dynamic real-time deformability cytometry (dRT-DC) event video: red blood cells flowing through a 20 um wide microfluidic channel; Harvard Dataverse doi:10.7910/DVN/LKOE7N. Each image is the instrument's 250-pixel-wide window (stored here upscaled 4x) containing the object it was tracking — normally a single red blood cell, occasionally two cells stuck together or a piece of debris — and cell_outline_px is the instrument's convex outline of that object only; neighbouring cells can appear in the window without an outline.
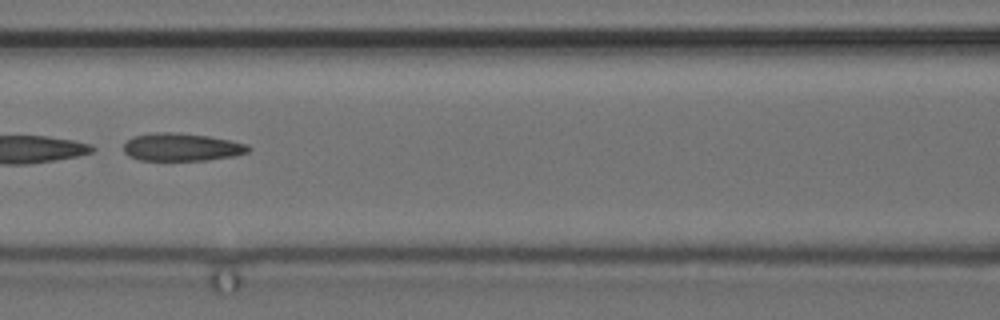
{"species": "common noctule bat (a hibernating species)", "species_latin": "Nyctalus noctula", "temperature_condition": "cold", "stored_images_in_passage": 11, "camera_frame_rate_fps": 3000, "um_per_image_px": 0.085, "animal": {"sex": "female", "body_mass_g": 24.6, "forearm_length_mm": 56.2}, "frame": {"image": 1, "passage_image": 4, "time_ms": 1.0, "image_size_px": [1000, 320], "cell_outline_px": [[252, 148], [248, 152], [232, 156], [208, 160], [140, 160], [128, 156], [124, 152], [124, 144], [132, 136], [152, 132], [176, 132], [208, 136], [248, 144]], "centroid_in_image_um": [15.42, 12.5], "position_along_channel_um": 151.2, "area_um2": 20.29}}
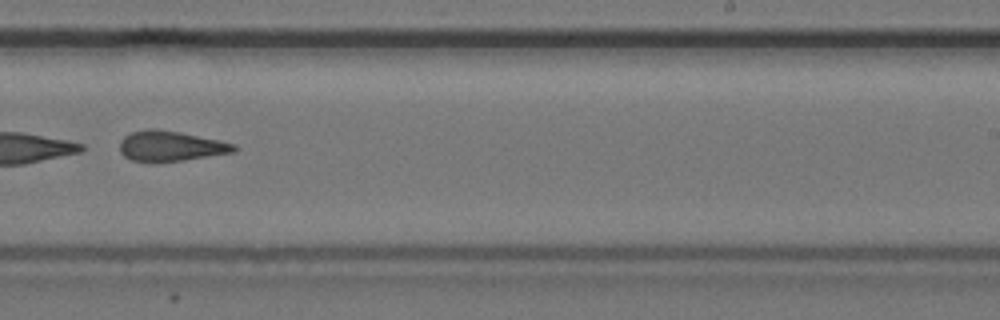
{"frame": {"image": 2, "passage_image": 7, "time_ms": 2.0, "image_size_px": [1000, 320], "cell_outline_px": [[236, 152], [184, 160], [156, 164], [152, 164], [132, 160], [124, 156], [120, 152], [120, 140], [124, 136], [132, 132], [148, 128], [156, 128], [180, 132], [220, 140], [236, 144]], "centroid_in_image_um": [14.48, 12.44], "position_along_channel_um": 274.5, "area_um2": 20.69}}